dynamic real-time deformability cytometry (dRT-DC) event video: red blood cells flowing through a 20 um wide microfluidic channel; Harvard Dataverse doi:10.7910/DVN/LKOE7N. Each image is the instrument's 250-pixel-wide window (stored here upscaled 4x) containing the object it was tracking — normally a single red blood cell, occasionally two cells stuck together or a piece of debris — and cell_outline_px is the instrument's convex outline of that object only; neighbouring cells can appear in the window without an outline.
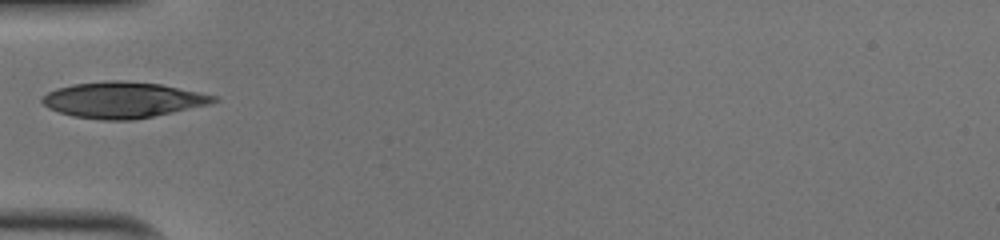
{"species": "human", "species_latin": "Homo sapiens", "temperature_condition": "cold", "stored_images_in_passage": 28, "camera_frame_rate_fps": 3000, "um_per_image_px": 0.085, "donor": {"sex": "male"}, "frame": {"image": 1, "passage_image": 1, "time_ms": 0.0, "image_size_px": [1000, 240], "cell_outline_px": [[220, 100], [208, 104], [172, 112], [132, 120], [100, 120], [72, 116], [48, 108], [40, 100], [40, 96], [56, 88], [72, 84], [112, 80], [124, 80], [160, 84], [216, 96]], "centroid_in_image_um": [10.37, 8.49], "position_along_channel_um": 74.6, "area_um2": 35.72}}
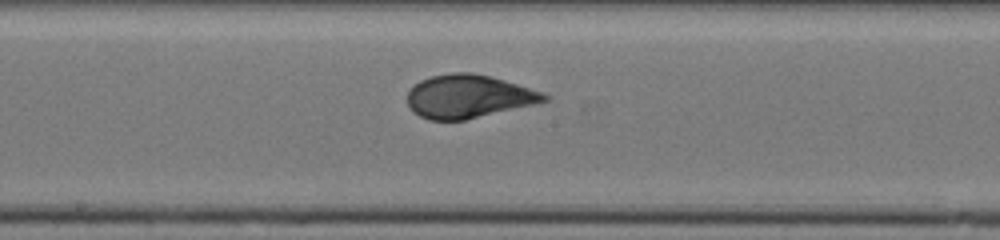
{"frame": {"image": 2, "passage_image": 11, "time_ms": 3.333, "image_size_px": [1000, 240], "cell_outline_px": [[552, 96], [548, 100], [536, 104], [464, 120], [428, 120], [412, 112], [408, 104], [408, 92], [420, 80], [432, 76], [452, 72], [472, 72], [504, 80], [544, 92]], "centroid_in_image_um": [39.84, 8.2], "position_along_channel_um": 208.4, "area_um2": 34.51}}
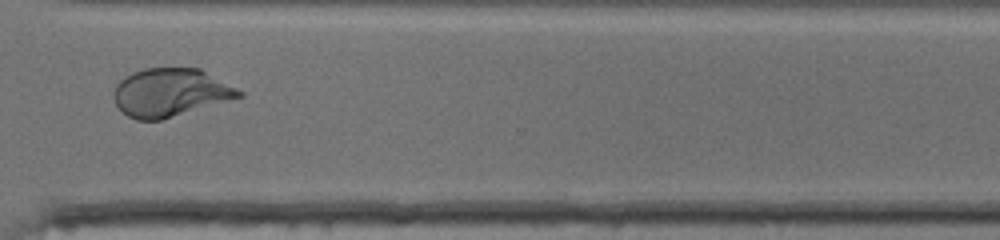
{"frame": {"image": 3, "passage_image": 22, "time_ms": 7.0, "image_size_px": [1000, 240], "cell_outline_px": [[244, 96], [160, 120], [136, 120], [128, 116], [116, 104], [112, 96], [116, 84], [124, 76], [132, 72], [144, 68], [200, 68], [244, 92]], "centroid_in_image_um": [14.47, 7.85], "position_along_channel_um": 356.1, "area_um2": 35.08}}